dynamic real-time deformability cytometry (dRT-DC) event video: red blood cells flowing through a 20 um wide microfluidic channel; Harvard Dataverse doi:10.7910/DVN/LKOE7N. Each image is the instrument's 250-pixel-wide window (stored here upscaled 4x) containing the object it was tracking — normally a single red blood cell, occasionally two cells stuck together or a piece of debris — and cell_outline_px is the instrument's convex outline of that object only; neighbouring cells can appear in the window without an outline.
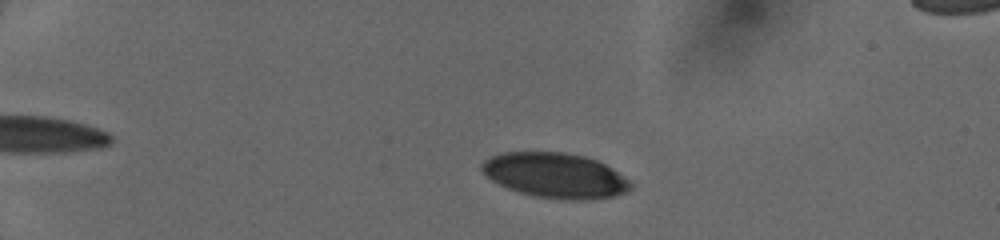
{"species": "human", "species_latin": "Homo sapiens", "temperature_condition": "cold", "stored_images_in_passage": 22, "camera_frame_rate_fps": 3000, "um_per_image_px": 0.085, "donor": {"sex": "female"}, "frame": {"image": 1, "passage_image": 9, "time_ms": 2.667, "image_size_px": [1000, 240], "cell_outline_px": [[632, 188], [628, 192], [616, 196], [584, 200], [572, 200], [536, 196], [520, 192], [508, 188], [492, 180], [480, 168], [480, 164], [484, 160], [500, 152], [564, 152], [584, 156], [596, 160], [612, 168], [624, 176], [632, 184]], "centroid_in_image_um": [47.22, 14.9], "position_along_channel_um": 37.8, "area_um2": 38.96}}